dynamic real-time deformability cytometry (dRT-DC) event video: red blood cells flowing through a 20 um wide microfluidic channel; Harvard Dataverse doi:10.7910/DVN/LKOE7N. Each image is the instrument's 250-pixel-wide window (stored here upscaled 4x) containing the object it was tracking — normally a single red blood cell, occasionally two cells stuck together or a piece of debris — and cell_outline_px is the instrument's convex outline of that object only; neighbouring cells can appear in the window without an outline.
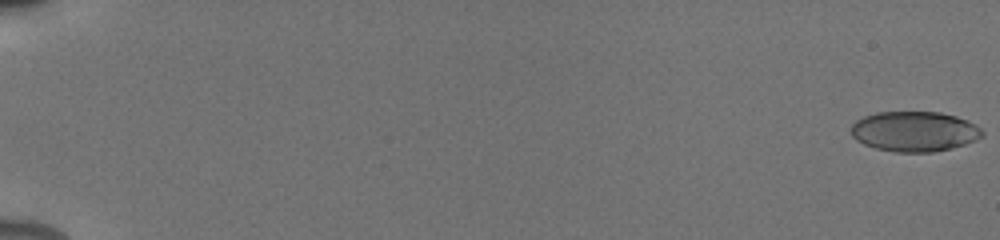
{"species": "human", "species_latin": "Homo sapiens", "temperature_condition": "cold", "stored_images_in_passage": 55, "camera_frame_rate_fps": 3000, "um_per_image_px": 0.085, "donor": {"sex": "male"}, "frame": {"image": 1, "passage_image": 1, "time_ms": 0.0, "image_size_px": [1000, 240], "cell_outline_px": [[984, 136], [976, 140], [952, 148], [932, 152], [896, 152], [876, 148], [864, 144], [856, 140], [852, 136], [852, 124], [856, 120], [864, 116], [876, 112], [940, 112], [956, 116], [968, 120], [976, 124], [984, 132]], "centroid_in_image_um": [77.75, 11.17], "position_along_channel_um": 7.3, "area_um2": 30.81}}
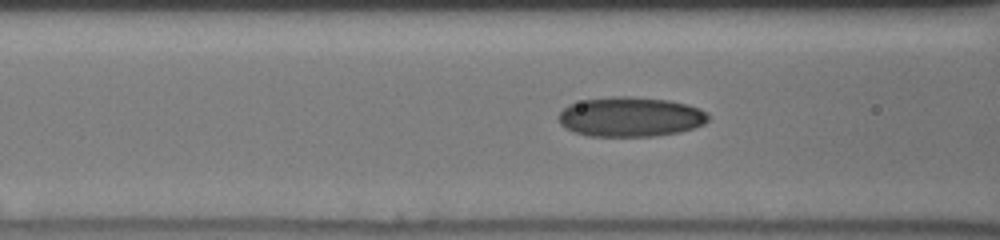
{"frame": {"image": 2, "passage_image": 25, "time_ms": 8.0, "image_size_px": [1000, 240], "cell_outline_px": [[708, 120], [704, 124], [680, 132], [652, 136], [588, 136], [564, 128], [560, 124], [560, 112], [568, 104], [584, 100], [612, 96], [632, 96], [668, 100], [688, 104], [700, 108], [708, 116]], "centroid_in_image_um": [53.58, 9.92], "position_along_channel_um": 113.0, "area_um2": 34.62}}
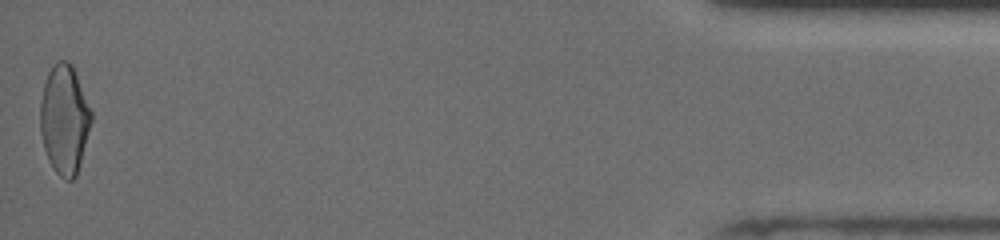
{"frame": {"image": 3, "passage_image": 55, "time_ms": 18.0, "image_size_px": [1000, 240], "cell_outline_px": [[92, 120], [80, 164], [76, 176], [72, 180], [64, 180], [56, 172], [44, 148], [40, 132], [40, 104], [44, 84], [48, 72], [52, 64], [56, 60], [68, 60], [72, 64], [92, 112]], "centroid_in_image_um": [5.47, 10.12], "position_along_channel_um": 429.7, "area_um2": 32.43}, "authors_computed_cell_mechanics": {"area_um2": 31.9056, "velocity_mm_per_s": 3.9278, "shape_relaxation_time_tau1_ms": 5.3535, "shape_relaxation_time_tau2_ms": 1.791, "deformation_change_tau1": 0.1479, "deformation_change_tau2": 0.0729}}